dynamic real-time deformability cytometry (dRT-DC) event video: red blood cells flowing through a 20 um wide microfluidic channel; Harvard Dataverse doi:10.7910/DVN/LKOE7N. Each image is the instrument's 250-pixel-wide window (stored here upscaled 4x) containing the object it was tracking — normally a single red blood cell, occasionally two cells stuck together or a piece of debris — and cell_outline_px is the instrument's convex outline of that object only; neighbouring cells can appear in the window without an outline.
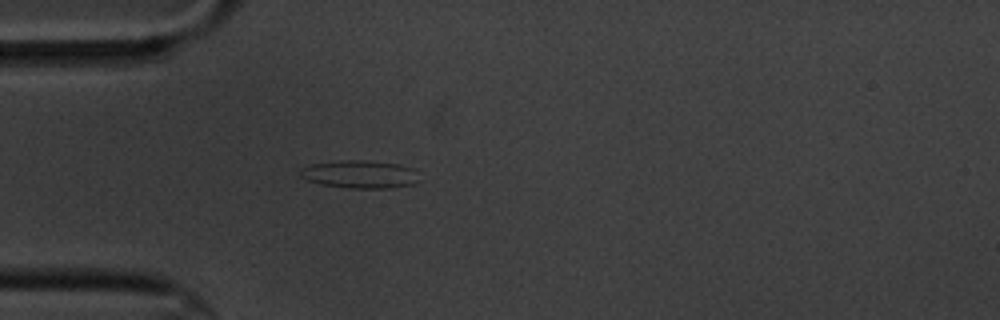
{"species": "common noctule bat (a hibernating species)", "species_latin": "Nyctalus noctula", "temperature_condition": "cold", "stored_images_in_passage": 1, "camera_frame_rate_fps": 3000, "um_per_image_px": 0.085, "animal": {"sex": "male", "body_mass_g": 20.1, "forearm_length_mm": 53.5}, "frame": {"image": 1, "passage_image": 1, "time_ms": 0.0, "image_size_px": [1000, 320], "cell_outline_px": [[420, 180], [412, 184], [388, 188], [348, 188], [320, 184], [308, 180], [300, 176], [300, 168], [312, 164], [340, 160], [360, 160], [400, 164], [416, 168]], "centroid_in_image_um": [30.62, 14.81], "position_along_channel_um": 54.4, "area_um2": 19.48}}